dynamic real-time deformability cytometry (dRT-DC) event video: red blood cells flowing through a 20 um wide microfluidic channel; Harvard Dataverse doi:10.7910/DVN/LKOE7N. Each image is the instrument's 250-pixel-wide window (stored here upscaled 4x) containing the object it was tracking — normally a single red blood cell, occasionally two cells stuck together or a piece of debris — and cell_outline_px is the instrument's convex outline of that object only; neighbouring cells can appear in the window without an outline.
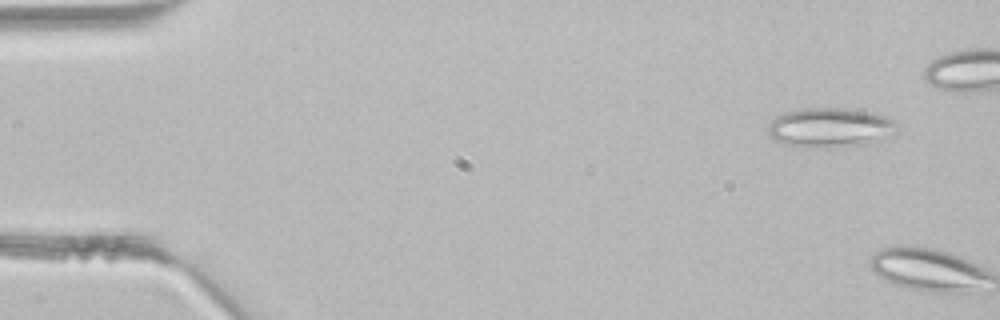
{"species": "common noctule bat (a hibernating species)", "species_latin": "Nyctalus noctula", "temperature_condition": "room temperature", "stored_images_in_passage": 5, "camera_frame_rate_fps": 3000, "um_per_image_px": 0.085, "animal": {"sex": "male", "body_mass_g": 21.5, "forearm_length_mm": 52.0}, "frame": {"image": 1, "passage_image": 1, "time_ms": 0.0, "image_size_px": [1000, 320], "cell_outline_px": [[896, 124], [884, 140], [868, 144], [828, 148], [816, 148], [784, 144], [776, 140], [768, 132], [768, 124], [776, 116], [784, 112], [800, 108], [844, 108], [872, 112], [884, 116], [892, 120]], "centroid_in_image_um": [70.51, 10.84], "position_along_channel_um": 14.5, "area_um2": 29.65}}